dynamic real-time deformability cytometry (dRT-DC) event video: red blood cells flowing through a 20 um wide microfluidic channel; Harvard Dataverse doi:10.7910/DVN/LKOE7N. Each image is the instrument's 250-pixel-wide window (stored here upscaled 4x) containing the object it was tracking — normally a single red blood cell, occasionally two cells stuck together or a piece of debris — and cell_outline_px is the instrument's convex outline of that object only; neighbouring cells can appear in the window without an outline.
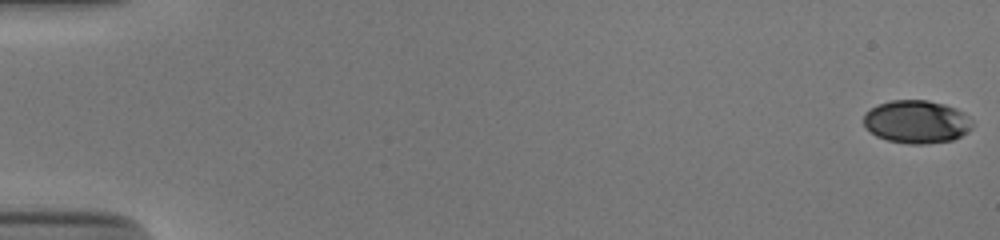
{"species": "human", "species_latin": "Homo sapiens", "temperature_condition": "cold", "stored_images_in_passage": 54, "camera_frame_rate_fps": 3000, "um_per_image_px": 0.085, "donor": {"sex": "male"}, "frame": {"image": 1, "passage_image": 1, "time_ms": 0.0, "image_size_px": [1000, 240], "cell_outline_px": [[972, 128], [960, 136], [952, 140], [924, 144], [908, 144], [888, 140], [876, 136], [864, 124], [864, 112], [880, 104], [892, 100], [928, 100], [944, 104], [956, 108], [964, 112], [972, 120]], "centroid_in_image_um": [77.93, 10.35], "position_along_channel_um": 7.1, "area_um2": 27.17}}
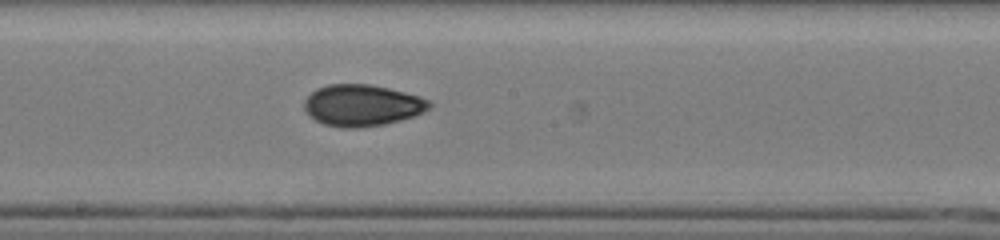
{"frame": {"image": 2, "passage_image": 31, "time_ms": 10.0, "image_size_px": [1000, 240], "cell_outline_px": [[432, 104], [424, 112], [416, 116], [384, 124], [356, 128], [344, 128], [324, 124], [308, 116], [304, 108], [304, 100], [316, 88], [328, 84], [368, 84], [388, 88], [420, 96], [428, 100]], "centroid_in_image_um": [30.77, 8.95], "position_along_channel_um": 217.4, "area_um2": 30.29}}
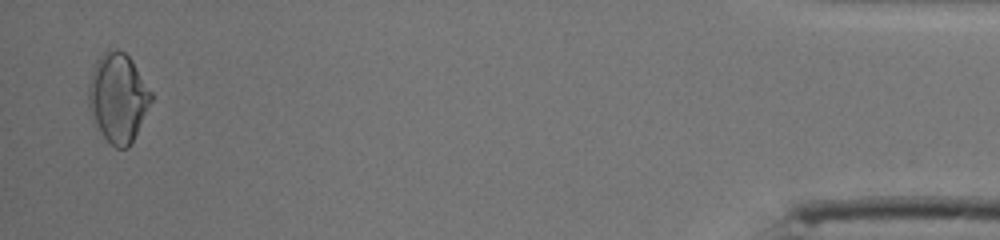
{"frame": {"image": 3, "passage_image": 53, "time_ms": 17.333, "image_size_px": [1000, 240], "cell_outline_px": [[152, 100], [128, 148], [116, 148], [92, 124], [88, 104], [88, 84], [96, 60], [108, 48], [116, 48], [124, 52], [132, 60], [152, 92]], "centroid_in_image_um": [9.99, 8.28], "position_along_channel_um": 425.2, "area_um2": 32.48}, "authors_computed_cell_mechanics": {"area_um2": 28.8133, "velocity_mm_per_s": 3.8912, "shape_relaxation_time_tau1_ms": 4.9263, "shape_relaxation_time_tau2_ms": 1.8456, "deformation_change_tau1": 0.1364, "deformation_change_tau2": 0.0524}}